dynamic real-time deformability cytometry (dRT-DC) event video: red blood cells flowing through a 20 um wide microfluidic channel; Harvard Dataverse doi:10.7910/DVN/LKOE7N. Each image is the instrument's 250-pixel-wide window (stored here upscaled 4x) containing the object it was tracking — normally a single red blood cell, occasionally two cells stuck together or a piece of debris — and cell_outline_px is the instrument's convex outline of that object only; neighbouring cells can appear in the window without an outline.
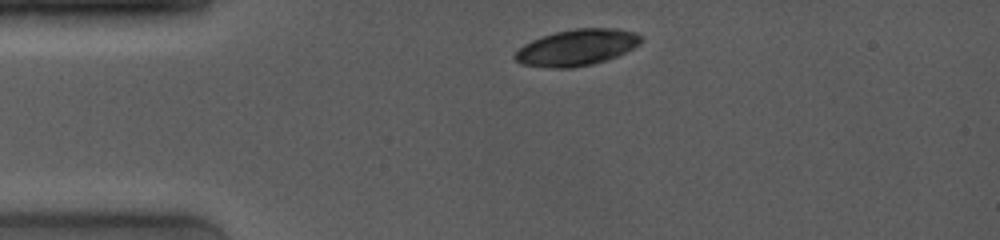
{"species": "common noctule bat (a hibernating species)", "species_latin": "Nyctalus noctula", "temperature_condition": "room temperature", "stored_images_in_passage": 2, "camera_frame_rate_fps": 4000, "um_per_image_px": 0.085, "animal": {"sex": "female", "body_mass_g": 19.0, "forearm_length_mm": 53.3}, "frame": {"image": 1, "passage_image": 1, "time_ms": 0.0, "image_size_px": [1000, 240], "cell_outline_px": [[644, 40], [640, 44], [616, 56], [592, 64], [572, 68], [552, 68], [520, 64], [512, 56], [524, 44], [532, 40], [556, 32], [576, 28], [616, 28], [636, 32]], "centroid_in_image_um": [49.03, 4.03], "position_along_channel_um": 36.0, "area_um2": 26.53}}